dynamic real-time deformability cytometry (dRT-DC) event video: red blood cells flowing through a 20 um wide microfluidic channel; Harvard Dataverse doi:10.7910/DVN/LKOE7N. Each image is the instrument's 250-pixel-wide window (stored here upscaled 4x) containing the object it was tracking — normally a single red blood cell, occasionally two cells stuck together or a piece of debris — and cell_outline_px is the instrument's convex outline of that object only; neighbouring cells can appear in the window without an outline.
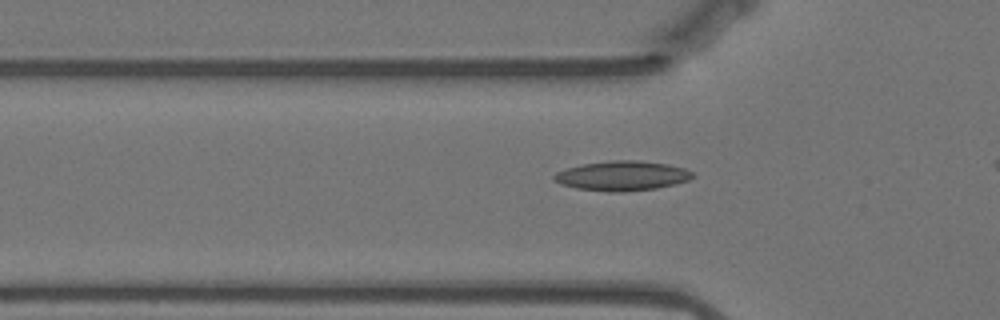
{"species": "Egyptian fruit bat (a non-hibernating species)", "species_latin": "Rousettus aegyptiacus", "temperature_condition": "warm", "stored_images_in_passage": 33, "camera_frame_rate_fps": 3000, "um_per_image_px": 0.085, "animal": {"sex": "female"}, "frame": {"image": 1, "passage_image": 5, "time_ms": 1.333, "image_size_px": [1000, 320], "cell_outline_px": [[696, 176], [688, 180], [676, 184], [656, 188], [620, 192], [608, 192], [576, 188], [560, 184], [552, 180], [552, 176], [556, 172], [568, 168], [584, 164], [612, 160], [640, 160], [668, 164], [684, 168], [692, 172]], "centroid_in_image_um": [52.88, 14.94], "position_along_channel_um": 72.9, "area_um2": 24.04}}
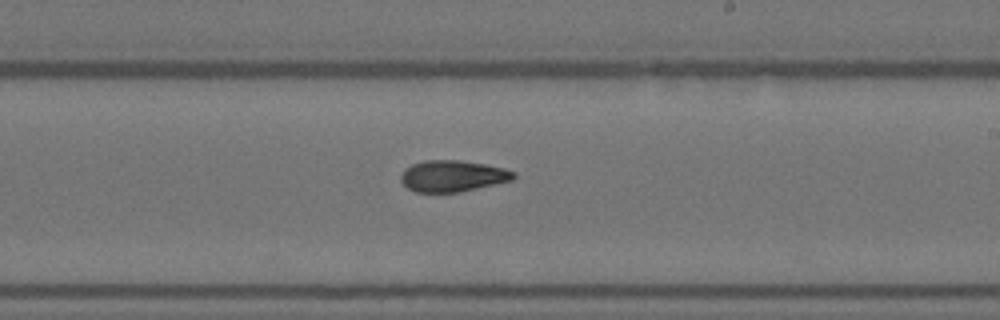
{"frame": {"image": 2, "passage_image": 20, "time_ms": 6.333, "image_size_px": [1000, 320], "cell_outline_px": [[516, 176], [512, 180], [460, 192], [416, 192], [408, 188], [400, 180], [400, 176], [404, 168], [412, 164], [424, 160], [456, 160], [484, 164], [504, 168], [516, 172]], "centroid_in_image_um": [38.46, 14.96], "position_along_channel_um": 250.5, "area_um2": 20.58}}
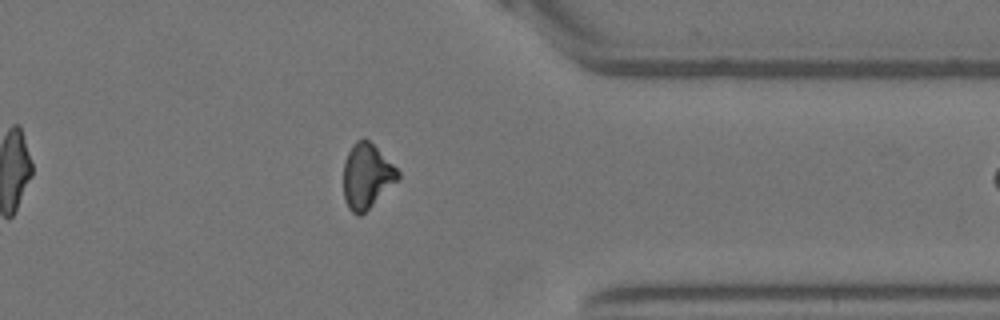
{"frame": {"image": 3, "passage_image": 32, "time_ms": 10.333, "image_size_px": [1000, 320], "cell_outline_px": [[400, 176], [360, 216], [356, 216], [348, 208], [344, 200], [344, 160], [352, 144], [356, 140], [368, 140], [400, 172]], "centroid_in_image_um": [31.12, 14.97], "position_along_channel_um": 380.3, "area_um2": 19.94}}